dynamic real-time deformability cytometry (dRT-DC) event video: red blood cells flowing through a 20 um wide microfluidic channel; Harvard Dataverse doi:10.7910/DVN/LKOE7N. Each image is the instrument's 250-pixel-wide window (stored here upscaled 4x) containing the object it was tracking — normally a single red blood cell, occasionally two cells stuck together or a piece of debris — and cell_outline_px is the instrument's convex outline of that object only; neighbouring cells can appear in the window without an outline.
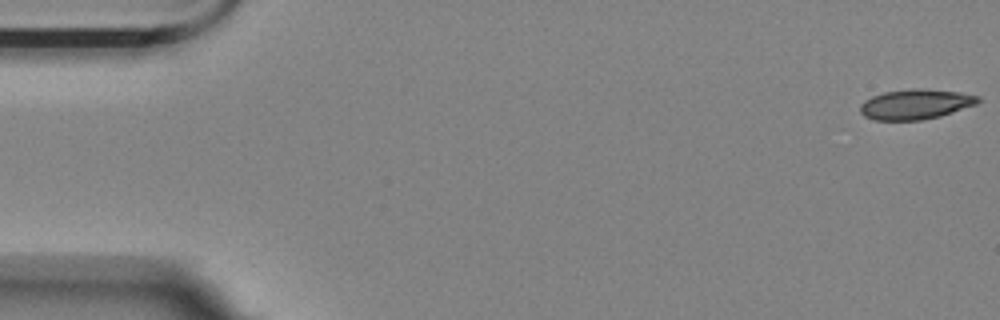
{"species": "Egyptian fruit bat (a non-hibernating species)", "species_latin": "Rousettus aegyptiacus", "temperature_condition": "room temperature", "stored_images_in_passage": 4, "camera_frame_rate_fps": 3000, "um_per_image_px": 0.085, "animal": {"sex": "female"}, "frame": {"image": 1, "passage_image": 1, "time_ms": 0.0, "image_size_px": [1000, 320], "cell_outline_px": [[980, 100], [976, 104], [940, 116], [920, 120], [872, 120], [864, 116], [860, 112], [860, 104], [864, 100], [872, 96], [884, 92], [912, 88], [920, 88], [960, 92], [980, 96]], "centroid_in_image_um": [77.79, 8.85], "position_along_channel_um": 7.2, "area_um2": 20.69}}